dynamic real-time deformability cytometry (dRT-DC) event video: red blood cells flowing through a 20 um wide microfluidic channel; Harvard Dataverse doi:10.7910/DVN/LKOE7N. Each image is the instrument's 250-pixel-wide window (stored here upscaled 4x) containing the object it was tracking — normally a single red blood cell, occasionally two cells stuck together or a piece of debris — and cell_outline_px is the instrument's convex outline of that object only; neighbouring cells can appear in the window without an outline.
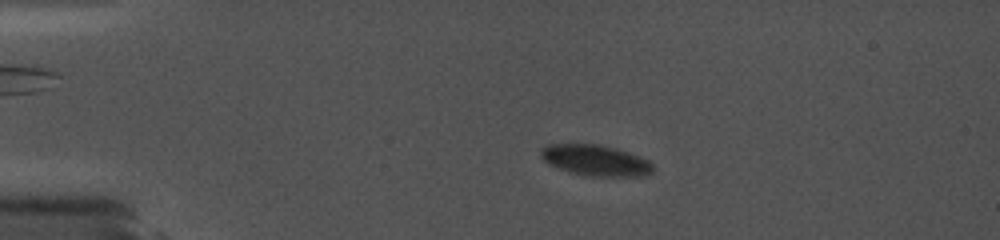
{"species": "common noctule bat (a hibernating species)", "species_latin": "Nyctalus noctula", "temperature_condition": "cold", "stored_images_in_passage": 75, "camera_frame_rate_fps": 5000, "um_per_image_px": 0.085, "animal": {"sex": "female", "body_mass_g": 19.0, "forearm_length_mm": 56.7}, "frame": {"image": 1, "passage_image": 27, "time_ms": 4.2, "image_size_px": [1000, 240], "cell_outline_px": [[652, 172], [648, 176], [588, 176], [568, 172], [548, 164], [540, 156], [540, 148], [548, 144], [600, 144], [616, 148], [628, 152], [648, 160], [652, 164]], "centroid_in_image_um": [50.59, 13.63], "position_along_channel_um": 34.4, "area_um2": 20.35}}
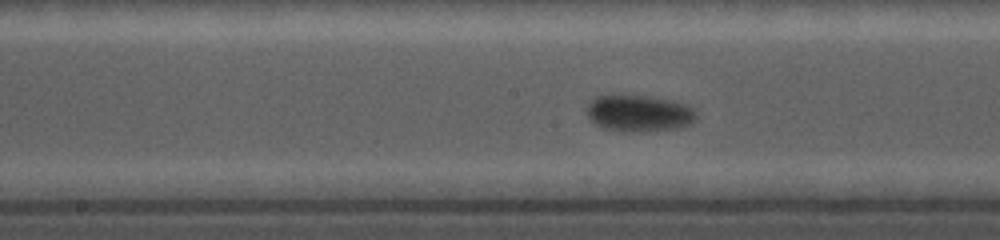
{"frame": {"image": 2, "passage_image": 52, "time_ms": 10.2, "image_size_px": [1000, 240], "cell_outline_px": [[696, 116], [692, 124], [676, 128], [640, 132], [620, 132], [604, 128], [596, 124], [588, 116], [588, 104], [596, 96], [612, 92], [644, 96], [672, 100], [684, 104], [692, 108], [696, 112]], "centroid_in_image_um": [54.28, 9.61], "position_along_channel_um": 193.9, "area_um2": 23.81}}
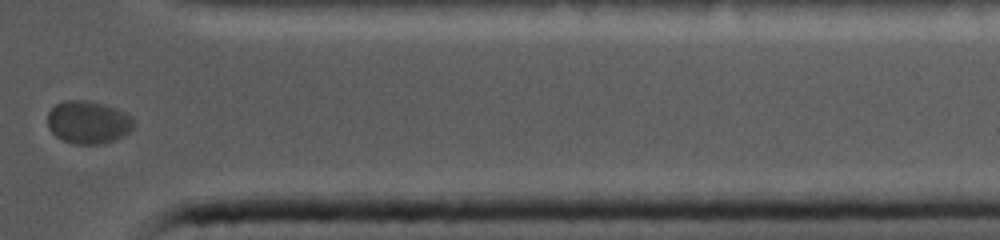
{"frame": {"image": 3, "passage_image": 70, "time_ms": 16.0, "image_size_px": [1000, 240], "cell_outline_px": [[132, 128], [124, 136], [116, 140], [104, 144], [76, 144], [64, 140], [56, 136], [48, 128], [48, 112], [56, 104], [64, 100], [84, 100], [104, 104], [124, 112], [132, 116]], "centroid_in_image_um": [7.49, 10.4], "position_along_channel_um": 403.9, "area_um2": 21.44}}